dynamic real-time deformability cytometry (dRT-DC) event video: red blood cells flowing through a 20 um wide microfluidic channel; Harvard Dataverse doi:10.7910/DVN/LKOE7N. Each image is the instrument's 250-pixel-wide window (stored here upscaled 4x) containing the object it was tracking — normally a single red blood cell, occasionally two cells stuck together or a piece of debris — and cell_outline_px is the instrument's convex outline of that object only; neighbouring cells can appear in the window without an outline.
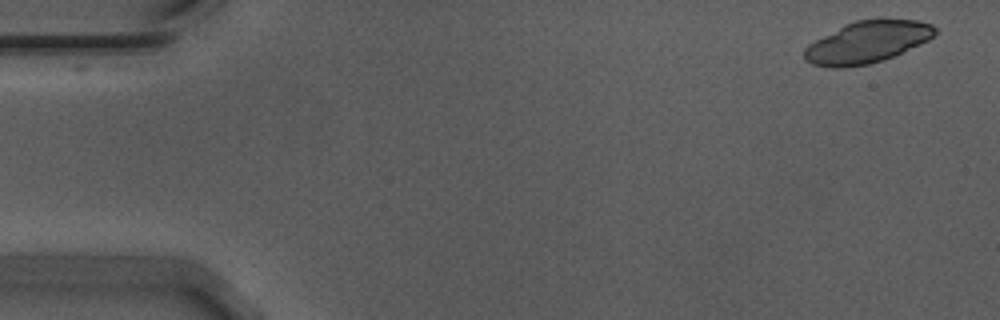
{"species": "Egyptian fruit bat (a non-hibernating species)", "species_latin": "Rousettus aegyptiacus", "temperature_condition": "warm", "stored_images_in_passage": 9, "camera_frame_rate_fps": 3000, "um_per_image_px": 0.085, "animal": {"sex": "male"}, "frame": {"image": 1, "passage_image": 1, "time_ms": 0.0, "image_size_px": [1000, 320], "cell_outline_px": [[936, 32], [928, 40], [892, 56], [868, 64], [844, 68], [832, 68], [812, 64], [804, 60], [804, 48], [808, 44], [844, 24], [856, 20], [916, 20], [932, 24], [936, 28]], "centroid_in_image_um": [73.66, 3.59], "position_along_channel_um": 11.3, "area_um2": 31.39}}